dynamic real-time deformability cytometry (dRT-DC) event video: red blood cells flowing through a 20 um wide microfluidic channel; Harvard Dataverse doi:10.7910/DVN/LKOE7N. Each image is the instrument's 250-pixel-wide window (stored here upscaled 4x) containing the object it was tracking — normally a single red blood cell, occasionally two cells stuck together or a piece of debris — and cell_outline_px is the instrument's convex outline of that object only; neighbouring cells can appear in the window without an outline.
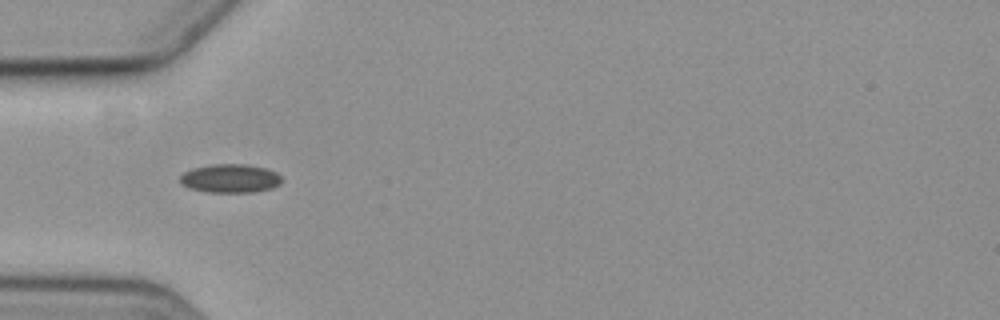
{"species": "common noctule bat (a hibernating species)", "species_latin": "Nyctalus noctula", "temperature_condition": "cold", "stored_images_in_passage": 8, "camera_frame_rate_fps": 3000, "um_per_image_px": 0.085, "animal": {"sex": "female", "body_mass_g": 19.3, "forearm_length_mm": 54.1}, "frame": {"image": 1, "passage_image": 3, "time_ms": 2.333, "image_size_px": [1000, 320], "cell_outline_px": [[284, 180], [280, 184], [272, 188], [256, 192], [208, 192], [188, 188], [180, 184], [180, 176], [184, 172], [192, 168], [212, 164], [244, 164], [264, 168], [276, 172]], "centroid_in_image_um": [19.56, 15.17], "position_along_channel_um": 65.4, "area_um2": 17.11}}
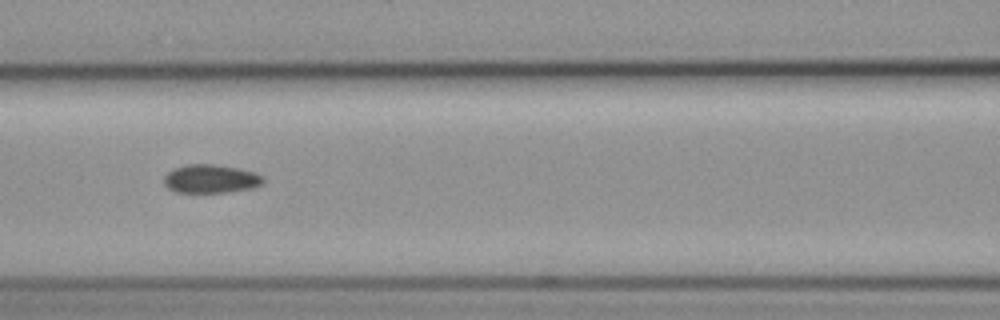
{"frame": {"image": 2, "passage_image": 5, "time_ms": 4.667, "image_size_px": [1000, 320], "cell_outline_px": [[264, 180], [260, 184], [252, 188], [228, 192], [176, 192], [168, 188], [164, 184], [164, 176], [168, 172], [176, 168], [188, 164], [216, 164], [256, 172], [264, 176]], "centroid_in_image_um": [17.93, 15.2], "position_along_channel_um": 148.7, "area_um2": 16.42}}
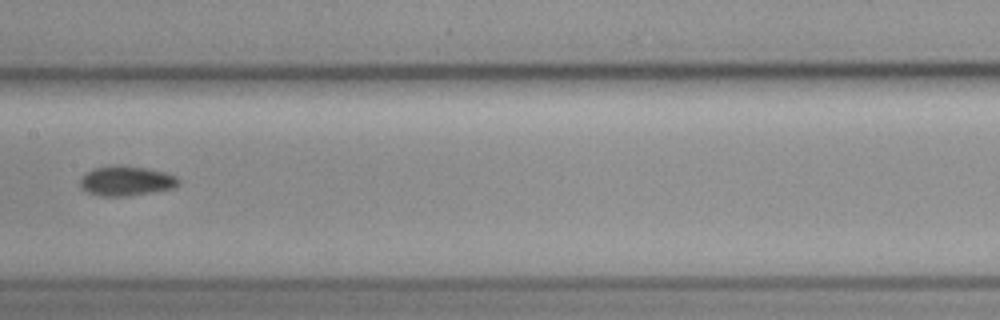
{"frame": {"image": 3, "passage_image": 6, "time_ms": 6.0, "image_size_px": [1000, 320], "cell_outline_px": [[180, 184], [176, 188], [128, 196], [100, 196], [88, 192], [80, 188], [80, 180], [92, 168], [116, 164], [120, 164], [148, 168], [164, 172], [176, 176], [180, 180]], "centroid_in_image_um": [10.76, 15.37], "position_along_channel_um": 196.6, "area_um2": 17.34}}